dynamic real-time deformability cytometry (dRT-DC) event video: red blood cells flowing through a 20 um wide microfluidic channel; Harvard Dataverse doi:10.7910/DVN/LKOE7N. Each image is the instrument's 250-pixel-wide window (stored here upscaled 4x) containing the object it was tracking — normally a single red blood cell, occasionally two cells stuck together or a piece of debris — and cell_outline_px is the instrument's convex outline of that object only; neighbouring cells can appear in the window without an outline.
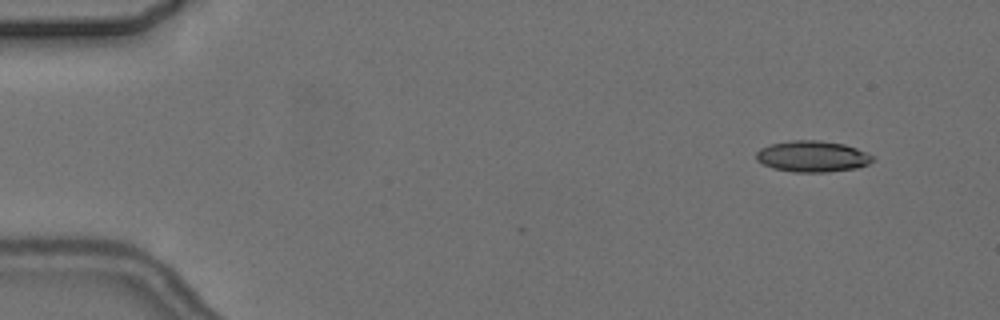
{"species": "common noctule bat (a hibernating species)", "species_latin": "Nyctalus noctula", "temperature_condition": "cold", "stored_images_in_passage": 5, "camera_frame_rate_fps": 3000, "um_per_image_px": 0.085, "animal": {"sex": "female", "body_mass_g": 24.6, "forearm_length_mm": 56.2}, "frame": {"image": 1, "passage_image": 2, "time_ms": 1.0, "image_size_px": [1000, 320], "cell_outline_px": [[876, 160], [868, 164], [856, 168], [828, 172], [796, 172], [772, 168], [756, 160], [756, 152], [760, 148], [768, 144], [792, 140], [820, 140], [844, 144], [856, 148], [876, 156]], "centroid_in_image_um": [69.07, 13.29], "position_along_channel_um": 15.9, "area_um2": 21.39}}
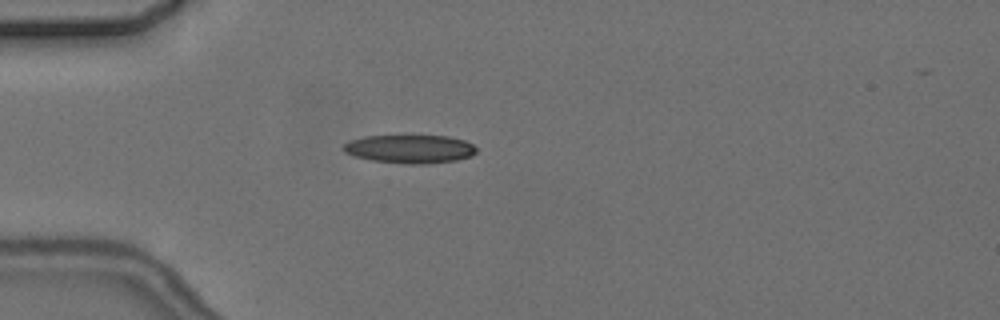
{"frame": {"image": 2, "passage_image": 5, "time_ms": 4.667, "image_size_px": [1000, 320], "cell_outline_px": [[476, 152], [472, 156], [456, 160], [424, 164], [404, 164], [372, 160], [356, 156], [344, 152], [344, 144], [348, 140], [364, 136], [448, 136], [464, 140], [472, 144], [476, 148]], "centroid_in_image_um": [34.85, 12.66], "position_along_channel_um": 50.2, "area_um2": 21.96}}